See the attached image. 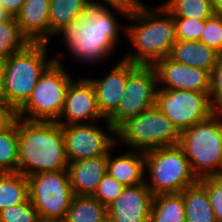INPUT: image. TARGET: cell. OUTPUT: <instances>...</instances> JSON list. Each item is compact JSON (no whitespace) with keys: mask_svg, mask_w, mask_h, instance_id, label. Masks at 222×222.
Here are the masks:
<instances>
[{"mask_svg":"<svg viewBox=\"0 0 222 222\" xmlns=\"http://www.w3.org/2000/svg\"><path fill=\"white\" fill-rule=\"evenodd\" d=\"M132 5L92 4L84 16L72 20L60 30L57 35L61 34V41L65 42V49L71 58L77 59V64L80 62L91 66L110 60L108 58L118 49L120 34L124 33L125 36L126 33V24L121 25L116 14L119 13L120 18L126 20Z\"/></svg>","mask_w":222,"mask_h":222,"instance_id":"1","label":"cell"},{"mask_svg":"<svg viewBox=\"0 0 222 222\" xmlns=\"http://www.w3.org/2000/svg\"><path fill=\"white\" fill-rule=\"evenodd\" d=\"M141 1L134 0L126 19L125 37L134 51L129 50L122 59L136 65H153L169 56L177 42L175 23L162 3L150 8Z\"/></svg>","mask_w":222,"mask_h":222,"instance_id":"2","label":"cell"},{"mask_svg":"<svg viewBox=\"0 0 222 222\" xmlns=\"http://www.w3.org/2000/svg\"><path fill=\"white\" fill-rule=\"evenodd\" d=\"M18 170L25 177L67 170L69 165L62 125L18 118Z\"/></svg>","mask_w":222,"mask_h":222,"instance_id":"3","label":"cell"},{"mask_svg":"<svg viewBox=\"0 0 222 222\" xmlns=\"http://www.w3.org/2000/svg\"><path fill=\"white\" fill-rule=\"evenodd\" d=\"M49 43H29L10 55L1 67L6 104L16 113L30 98L40 76L55 61L48 57Z\"/></svg>","mask_w":222,"mask_h":222,"instance_id":"4","label":"cell"},{"mask_svg":"<svg viewBox=\"0 0 222 222\" xmlns=\"http://www.w3.org/2000/svg\"><path fill=\"white\" fill-rule=\"evenodd\" d=\"M179 146L198 179L222 176V112L181 132Z\"/></svg>","mask_w":222,"mask_h":222,"instance_id":"5","label":"cell"},{"mask_svg":"<svg viewBox=\"0 0 222 222\" xmlns=\"http://www.w3.org/2000/svg\"><path fill=\"white\" fill-rule=\"evenodd\" d=\"M56 57L40 76L30 98L16 112V117L28 121H58L64 108L68 86L74 75L69 73L68 67L64 69L63 62L61 63L59 56Z\"/></svg>","mask_w":222,"mask_h":222,"instance_id":"6","label":"cell"},{"mask_svg":"<svg viewBox=\"0 0 222 222\" xmlns=\"http://www.w3.org/2000/svg\"><path fill=\"white\" fill-rule=\"evenodd\" d=\"M144 156L145 184L154 196L180 193L199 181L179 144L145 152Z\"/></svg>","mask_w":222,"mask_h":222,"instance_id":"7","label":"cell"},{"mask_svg":"<svg viewBox=\"0 0 222 222\" xmlns=\"http://www.w3.org/2000/svg\"><path fill=\"white\" fill-rule=\"evenodd\" d=\"M116 138L117 144L124 143L131 150L145 153L165 146L178 145L181 132L155 105L122 123L116 129Z\"/></svg>","mask_w":222,"mask_h":222,"instance_id":"8","label":"cell"},{"mask_svg":"<svg viewBox=\"0 0 222 222\" xmlns=\"http://www.w3.org/2000/svg\"><path fill=\"white\" fill-rule=\"evenodd\" d=\"M27 179L29 199L40 221L63 220L74 196L67 170L40 172Z\"/></svg>","mask_w":222,"mask_h":222,"instance_id":"9","label":"cell"},{"mask_svg":"<svg viewBox=\"0 0 222 222\" xmlns=\"http://www.w3.org/2000/svg\"><path fill=\"white\" fill-rule=\"evenodd\" d=\"M157 76L152 65L127 61V82L117 110L107 119L117 129L127 119L156 105Z\"/></svg>","mask_w":222,"mask_h":222,"instance_id":"10","label":"cell"},{"mask_svg":"<svg viewBox=\"0 0 222 222\" xmlns=\"http://www.w3.org/2000/svg\"><path fill=\"white\" fill-rule=\"evenodd\" d=\"M104 122H106L104 123L106 129L101 128V124L98 122L62 125L69 163L108 156L111 149L117 144L116 129L107 119Z\"/></svg>","mask_w":222,"mask_h":222,"instance_id":"11","label":"cell"},{"mask_svg":"<svg viewBox=\"0 0 222 222\" xmlns=\"http://www.w3.org/2000/svg\"><path fill=\"white\" fill-rule=\"evenodd\" d=\"M156 105L180 132L215 112L209 101V92L158 88Z\"/></svg>","mask_w":222,"mask_h":222,"instance_id":"12","label":"cell"},{"mask_svg":"<svg viewBox=\"0 0 222 222\" xmlns=\"http://www.w3.org/2000/svg\"><path fill=\"white\" fill-rule=\"evenodd\" d=\"M64 119V120H63ZM106 119L97 105L94 89L87 77L73 79L68 86L63 111L57 121L60 125L94 123Z\"/></svg>","mask_w":222,"mask_h":222,"instance_id":"13","label":"cell"},{"mask_svg":"<svg viewBox=\"0 0 222 222\" xmlns=\"http://www.w3.org/2000/svg\"><path fill=\"white\" fill-rule=\"evenodd\" d=\"M152 66L160 89L210 92L211 76L207 70L184 65L169 56L156 61Z\"/></svg>","mask_w":222,"mask_h":222,"instance_id":"14","label":"cell"},{"mask_svg":"<svg viewBox=\"0 0 222 222\" xmlns=\"http://www.w3.org/2000/svg\"><path fill=\"white\" fill-rule=\"evenodd\" d=\"M154 195L145 183L126 186L107 207L109 222H150Z\"/></svg>","mask_w":222,"mask_h":222,"instance_id":"15","label":"cell"},{"mask_svg":"<svg viewBox=\"0 0 222 222\" xmlns=\"http://www.w3.org/2000/svg\"><path fill=\"white\" fill-rule=\"evenodd\" d=\"M94 89L100 113L108 119L118 108L127 82V61L121 59L103 77H87Z\"/></svg>","mask_w":222,"mask_h":222,"instance_id":"16","label":"cell"},{"mask_svg":"<svg viewBox=\"0 0 222 222\" xmlns=\"http://www.w3.org/2000/svg\"><path fill=\"white\" fill-rule=\"evenodd\" d=\"M50 0H25L15 16L22 34L30 43L50 44Z\"/></svg>","mask_w":222,"mask_h":222,"instance_id":"17","label":"cell"},{"mask_svg":"<svg viewBox=\"0 0 222 222\" xmlns=\"http://www.w3.org/2000/svg\"><path fill=\"white\" fill-rule=\"evenodd\" d=\"M67 172L74 195H93L107 173V156L70 162Z\"/></svg>","mask_w":222,"mask_h":222,"instance_id":"18","label":"cell"},{"mask_svg":"<svg viewBox=\"0 0 222 222\" xmlns=\"http://www.w3.org/2000/svg\"><path fill=\"white\" fill-rule=\"evenodd\" d=\"M107 156V173L124 186L145 183V156L143 152L124 150V153L113 156L114 148Z\"/></svg>","mask_w":222,"mask_h":222,"instance_id":"19","label":"cell"},{"mask_svg":"<svg viewBox=\"0 0 222 222\" xmlns=\"http://www.w3.org/2000/svg\"><path fill=\"white\" fill-rule=\"evenodd\" d=\"M220 53L200 41H180L173 45L169 57L179 63L207 70L211 73Z\"/></svg>","mask_w":222,"mask_h":222,"instance_id":"20","label":"cell"},{"mask_svg":"<svg viewBox=\"0 0 222 222\" xmlns=\"http://www.w3.org/2000/svg\"><path fill=\"white\" fill-rule=\"evenodd\" d=\"M180 193L185 204L186 222H217L207 191L199 181Z\"/></svg>","mask_w":222,"mask_h":222,"instance_id":"21","label":"cell"},{"mask_svg":"<svg viewBox=\"0 0 222 222\" xmlns=\"http://www.w3.org/2000/svg\"><path fill=\"white\" fill-rule=\"evenodd\" d=\"M91 5L89 0H50V40L72 20L84 16Z\"/></svg>","mask_w":222,"mask_h":222,"instance_id":"22","label":"cell"},{"mask_svg":"<svg viewBox=\"0 0 222 222\" xmlns=\"http://www.w3.org/2000/svg\"><path fill=\"white\" fill-rule=\"evenodd\" d=\"M107 207L92 195H74L64 222H106Z\"/></svg>","mask_w":222,"mask_h":222,"instance_id":"23","label":"cell"},{"mask_svg":"<svg viewBox=\"0 0 222 222\" xmlns=\"http://www.w3.org/2000/svg\"><path fill=\"white\" fill-rule=\"evenodd\" d=\"M181 193L158 194L153 197L150 222H186Z\"/></svg>","mask_w":222,"mask_h":222,"instance_id":"24","label":"cell"},{"mask_svg":"<svg viewBox=\"0 0 222 222\" xmlns=\"http://www.w3.org/2000/svg\"><path fill=\"white\" fill-rule=\"evenodd\" d=\"M29 199L28 179L19 172H4L0 175V211L26 202Z\"/></svg>","mask_w":222,"mask_h":222,"instance_id":"25","label":"cell"},{"mask_svg":"<svg viewBox=\"0 0 222 222\" xmlns=\"http://www.w3.org/2000/svg\"><path fill=\"white\" fill-rule=\"evenodd\" d=\"M18 117L0 131V171L17 172L18 170Z\"/></svg>","mask_w":222,"mask_h":222,"instance_id":"26","label":"cell"},{"mask_svg":"<svg viewBox=\"0 0 222 222\" xmlns=\"http://www.w3.org/2000/svg\"><path fill=\"white\" fill-rule=\"evenodd\" d=\"M29 40L22 34L15 17L0 22V63L10 55L24 49Z\"/></svg>","mask_w":222,"mask_h":222,"instance_id":"27","label":"cell"},{"mask_svg":"<svg viewBox=\"0 0 222 222\" xmlns=\"http://www.w3.org/2000/svg\"><path fill=\"white\" fill-rule=\"evenodd\" d=\"M162 5L173 17L206 20L214 15L211 0H167Z\"/></svg>","mask_w":222,"mask_h":222,"instance_id":"28","label":"cell"},{"mask_svg":"<svg viewBox=\"0 0 222 222\" xmlns=\"http://www.w3.org/2000/svg\"><path fill=\"white\" fill-rule=\"evenodd\" d=\"M0 222H41L30 199L0 211Z\"/></svg>","mask_w":222,"mask_h":222,"instance_id":"29","label":"cell"},{"mask_svg":"<svg viewBox=\"0 0 222 222\" xmlns=\"http://www.w3.org/2000/svg\"><path fill=\"white\" fill-rule=\"evenodd\" d=\"M175 23L176 39L180 41H200L205 20L173 17Z\"/></svg>","mask_w":222,"mask_h":222,"instance_id":"30","label":"cell"},{"mask_svg":"<svg viewBox=\"0 0 222 222\" xmlns=\"http://www.w3.org/2000/svg\"><path fill=\"white\" fill-rule=\"evenodd\" d=\"M200 42L222 55V16L214 14L205 20Z\"/></svg>","mask_w":222,"mask_h":222,"instance_id":"31","label":"cell"},{"mask_svg":"<svg viewBox=\"0 0 222 222\" xmlns=\"http://www.w3.org/2000/svg\"><path fill=\"white\" fill-rule=\"evenodd\" d=\"M125 187L126 186L122 185L115 178L106 173L92 196L108 207L123 192Z\"/></svg>","mask_w":222,"mask_h":222,"instance_id":"32","label":"cell"},{"mask_svg":"<svg viewBox=\"0 0 222 222\" xmlns=\"http://www.w3.org/2000/svg\"><path fill=\"white\" fill-rule=\"evenodd\" d=\"M205 187L217 222H222V176H209L199 179Z\"/></svg>","mask_w":222,"mask_h":222,"instance_id":"33","label":"cell"},{"mask_svg":"<svg viewBox=\"0 0 222 222\" xmlns=\"http://www.w3.org/2000/svg\"><path fill=\"white\" fill-rule=\"evenodd\" d=\"M210 76L209 101L214 111L222 112V55Z\"/></svg>","mask_w":222,"mask_h":222,"instance_id":"34","label":"cell"},{"mask_svg":"<svg viewBox=\"0 0 222 222\" xmlns=\"http://www.w3.org/2000/svg\"><path fill=\"white\" fill-rule=\"evenodd\" d=\"M15 117L16 113L6 103H0V131L7 127Z\"/></svg>","mask_w":222,"mask_h":222,"instance_id":"35","label":"cell"},{"mask_svg":"<svg viewBox=\"0 0 222 222\" xmlns=\"http://www.w3.org/2000/svg\"><path fill=\"white\" fill-rule=\"evenodd\" d=\"M24 2L25 0H0L2 7L12 17H15L19 13Z\"/></svg>","mask_w":222,"mask_h":222,"instance_id":"36","label":"cell"},{"mask_svg":"<svg viewBox=\"0 0 222 222\" xmlns=\"http://www.w3.org/2000/svg\"><path fill=\"white\" fill-rule=\"evenodd\" d=\"M92 4H119V3H133L134 0H89ZM102 1V2H100Z\"/></svg>","mask_w":222,"mask_h":222,"instance_id":"37","label":"cell"},{"mask_svg":"<svg viewBox=\"0 0 222 222\" xmlns=\"http://www.w3.org/2000/svg\"><path fill=\"white\" fill-rule=\"evenodd\" d=\"M4 74L0 63V103H6L4 95Z\"/></svg>","mask_w":222,"mask_h":222,"instance_id":"38","label":"cell"},{"mask_svg":"<svg viewBox=\"0 0 222 222\" xmlns=\"http://www.w3.org/2000/svg\"><path fill=\"white\" fill-rule=\"evenodd\" d=\"M214 14L222 16V0H211Z\"/></svg>","mask_w":222,"mask_h":222,"instance_id":"39","label":"cell"},{"mask_svg":"<svg viewBox=\"0 0 222 222\" xmlns=\"http://www.w3.org/2000/svg\"><path fill=\"white\" fill-rule=\"evenodd\" d=\"M10 15L6 12V10L0 4V22L8 19Z\"/></svg>","mask_w":222,"mask_h":222,"instance_id":"40","label":"cell"},{"mask_svg":"<svg viewBox=\"0 0 222 222\" xmlns=\"http://www.w3.org/2000/svg\"><path fill=\"white\" fill-rule=\"evenodd\" d=\"M44 222H64L63 220H56V221H44Z\"/></svg>","mask_w":222,"mask_h":222,"instance_id":"41","label":"cell"}]
</instances>
